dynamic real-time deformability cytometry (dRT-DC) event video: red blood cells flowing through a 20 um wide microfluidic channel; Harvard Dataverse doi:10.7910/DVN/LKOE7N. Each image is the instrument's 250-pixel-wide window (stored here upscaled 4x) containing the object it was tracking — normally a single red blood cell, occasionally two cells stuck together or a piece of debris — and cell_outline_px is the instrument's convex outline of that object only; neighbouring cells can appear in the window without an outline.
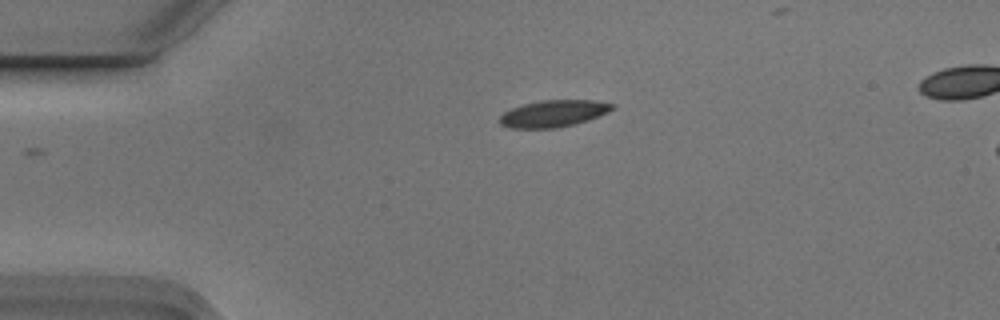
{"species": "Egyptian fruit bat (a non-hibernating species)", "species_latin": "Rousettus aegyptiacus", "temperature_condition": "cold", "stored_images_in_passage": 3, "camera_frame_rate_fps": 3000, "um_per_image_px": 0.085, "animal": {"sex": "male"}, "frame": {"image": 1, "passage_image": 1, "time_ms": 0.0, "image_size_px": [1000, 320], "cell_outline_px": [[616, 108], [608, 112], [588, 120], [576, 124], [556, 128], [512, 128], [500, 124], [500, 116], [504, 112], [512, 108], [524, 104], [540, 100], [592, 100], [616, 104]], "centroid_in_image_um": [47.08, 9.65], "position_along_channel_um": 37.9, "area_um2": 17.63}}